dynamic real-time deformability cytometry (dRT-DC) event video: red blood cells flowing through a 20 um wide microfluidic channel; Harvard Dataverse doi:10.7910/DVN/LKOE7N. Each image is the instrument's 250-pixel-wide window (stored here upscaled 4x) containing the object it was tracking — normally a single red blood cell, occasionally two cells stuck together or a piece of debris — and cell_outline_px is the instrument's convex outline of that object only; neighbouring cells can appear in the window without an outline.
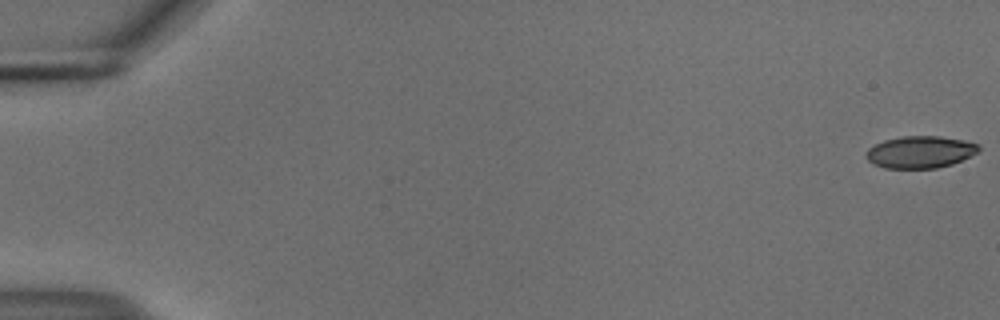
{"species": "common noctule bat (a hibernating species)", "species_latin": "Nyctalus noctula", "temperature_condition": "cold", "stored_images_in_passage": 55, "camera_frame_rate_fps": 3000, "um_per_image_px": 0.085, "animal": {"sex": "male", "body_mass_g": 18.8}, "frame": {"image": 1, "passage_image": 1, "time_ms": 0.0, "image_size_px": [1000, 320], "cell_outline_px": [[980, 152], [952, 164], [936, 168], [884, 168], [872, 164], [864, 156], [868, 148], [884, 140], [900, 136], [940, 136], [980, 144]], "centroid_in_image_um": [78.2, 12.92], "position_along_channel_um": 6.8, "area_um2": 21.15}}
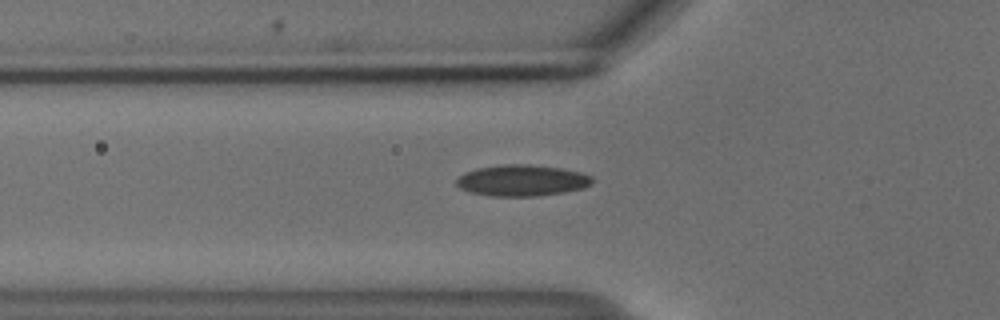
{"frame": {"image": 2, "passage_image": 20, "time_ms": 6.333, "image_size_px": [1000, 320], "cell_outline_px": [[592, 184], [584, 188], [564, 192], [536, 196], [492, 196], [472, 192], [460, 188], [456, 184], [456, 180], [464, 172], [476, 168], [504, 164], [532, 164], [560, 168], [580, 172], [592, 176]], "centroid_in_image_um": [44.37, 15.33], "position_along_channel_um": 81.4, "area_um2": 24.74}}
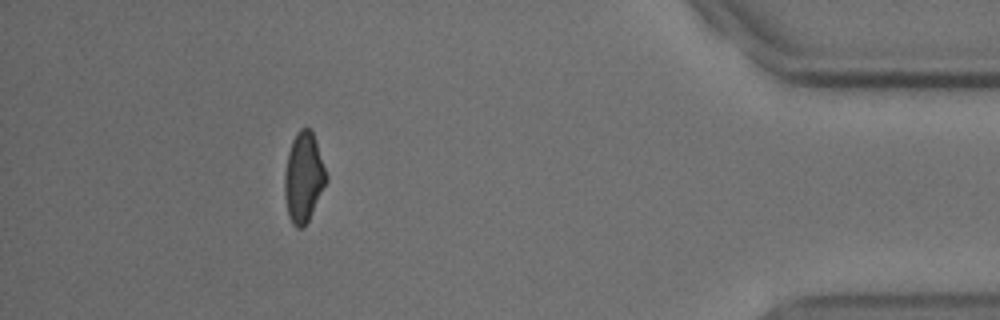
{"frame": {"image": 3, "passage_image": 50, "time_ms": 16.333, "image_size_px": [1000, 320], "cell_outline_px": [[328, 180], [304, 228], [296, 228], [292, 224], [288, 216], [284, 196], [284, 176], [288, 152], [292, 140], [296, 132], [300, 128], [308, 128], [312, 132], [328, 176]], "centroid_in_image_um": [25.79, 15.1], "position_along_channel_um": 409.4, "area_um2": 21.79}, "authors_computed_cell_mechanics": {"area_um2": 22.3686, "velocity_mm_per_s": 3.7363, "shape_relaxation_time_tau1_ms": 5.691, "shape_relaxation_time_tau2_ms": 4.5521, "deformation_change_tau1": 0.1372, "deformation_change_tau2": 0.0933}}